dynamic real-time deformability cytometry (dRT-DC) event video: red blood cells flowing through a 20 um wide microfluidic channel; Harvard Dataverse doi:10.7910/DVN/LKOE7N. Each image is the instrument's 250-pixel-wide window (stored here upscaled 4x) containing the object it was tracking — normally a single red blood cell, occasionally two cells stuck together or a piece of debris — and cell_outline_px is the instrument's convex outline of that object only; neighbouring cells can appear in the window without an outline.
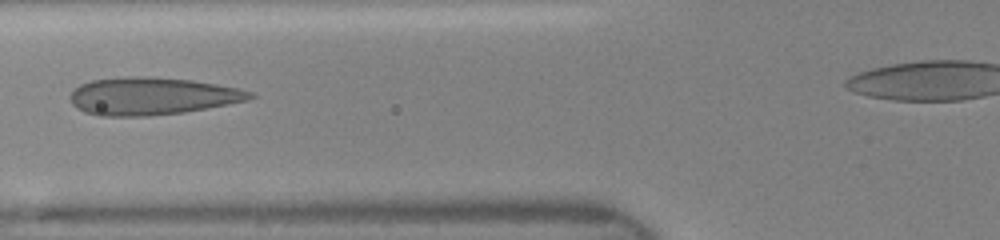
{"species": "human", "species_latin": "Homo sapiens", "temperature_condition": "room temperature", "stored_images_in_passage": 19, "camera_frame_rate_fps": 3000, "um_per_image_px": 0.085, "donor": {"sex": "female"}, "frame": {"image": 1, "passage_image": 18, "time_ms": 3.0, "image_size_px": [1000, 240], "cell_outline_px": [[256, 96], [248, 100], [228, 104], [184, 112], [144, 116], [96, 116], [84, 112], [76, 108], [72, 104], [68, 96], [80, 84], [92, 80], [124, 76], [148, 76], [192, 80], [216, 84], [236, 88], [252, 92]], "centroid_in_image_um": [12.87, 8.17], "position_along_channel_um": 112.9, "area_um2": 39.42}}